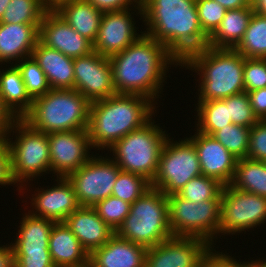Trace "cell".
I'll list each match as a JSON object with an SVG mask.
<instances>
[{
  "label": "cell",
  "mask_w": 266,
  "mask_h": 267,
  "mask_svg": "<svg viewBox=\"0 0 266 267\" xmlns=\"http://www.w3.org/2000/svg\"><path fill=\"white\" fill-rule=\"evenodd\" d=\"M108 58L116 94L146 96L156 105L163 95L169 69L172 65L175 69L180 67L164 45L146 34Z\"/></svg>",
  "instance_id": "6da1fadb"
},
{
  "label": "cell",
  "mask_w": 266,
  "mask_h": 267,
  "mask_svg": "<svg viewBox=\"0 0 266 267\" xmlns=\"http://www.w3.org/2000/svg\"><path fill=\"white\" fill-rule=\"evenodd\" d=\"M144 34L154 38L181 63L191 53L207 47L196 0H141Z\"/></svg>",
  "instance_id": "7a4b0ae2"
},
{
  "label": "cell",
  "mask_w": 266,
  "mask_h": 267,
  "mask_svg": "<svg viewBox=\"0 0 266 267\" xmlns=\"http://www.w3.org/2000/svg\"><path fill=\"white\" fill-rule=\"evenodd\" d=\"M157 108L152 100L138 94H115L92 102L87 129L92 150H108L155 117Z\"/></svg>",
  "instance_id": "3957f363"
},
{
  "label": "cell",
  "mask_w": 266,
  "mask_h": 267,
  "mask_svg": "<svg viewBox=\"0 0 266 267\" xmlns=\"http://www.w3.org/2000/svg\"><path fill=\"white\" fill-rule=\"evenodd\" d=\"M244 59L235 49L205 47L180 63L199 75L198 102L222 100L244 92Z\"/></svg>",
  "instance_id": "277c9868"
},
{
  "label": "cell",
  "mask_w": 266,
  "mask_h": 267,
  "mask_svg": "<svg viewBox=\"0 0 266 267\" xmlns=\"http://www.w3.org/2000/svg\"><path fill=\"white\" fill-rule=\"evenodd\" d=\"M91 102L75 89H50L34 98L22 117L33 129L46 134L87 130Z\"/></svg>",
  "instance_id": "5b68a950"
},
{
  "label": "cell",
  "mask_w": 266,
  "mask_h": 267,
  "mask_svg": "<svg viewBox=\"0 0 266 267\" xmlns=\"http://www.w3.org/2000/svg\"><path fill=\"white\" fill-rule=\"evenodd\" d=\"M5 140L10 149L11 175L18 186V194L22 195L20 192L24 189L29 191L26 188L33 178L40 179L51 172L48 135L17 119Z\"/></svg>",
  "instance_id": "8992f818"
},
{
  "label": "cell",
  "mask_w": 266,
  "mask_h": 267,
  "mask_svg": "<svg viewBox=\"0 0 266 267\" xmlns=\"http://www.w3.org/2000/svg\"><path fill=\"white\" fill-rule=\"evenodd\" d=\"M115 234L146 249L173 237L168 222L167 196L151 187L131 204L128 216Z\"/></svg>",
  "instance_id": "52a82bcc"
},
{
  "label": "cell",
  "mask_w": 266,
  "mask_h": 267,
  "mask_svg": "<svg viewBox=\"0 0 266 267\" xmlns=\"http://www.w3.org/2000/svg\"><path fill=\"white\" fill-rule=\"evenodd\" d=\"M155 122L152 117L107 150L108 153L112 151L111 159L122 171L141 175L150 182L156 175L162 148L170 137L160 123Z\"/></svg>",
  "instance_id": "ba28073f"
},
{
  "label": "cell",
  "mask_w": 266,
  "mask_h": 267,
  "mask_svg": "<svg viewBox=\"0 0 266 267\" xmlns=\"http://www.w3.org/2000/svg\"><path fill=\"white\" fill-rule=\"evenodd\" d=\"M167 202L168 222L173 236L200 238L215 247L220 230L221 199L196 203L172 194L167 196Z\"/></svg>",
  "instance_id": "9c48e42d"
},
{
  "label": "cell",
  "mask_w": 266,
  "mask_h": 267,
  "mask_svg": "<svg viewBox=\"0 0 266 267\" xmlns=\"http://www.w3.org/2000/svg\"><path fill=\"white\" fill-rule=\"evenodd\" d=\"M202 174L194 144L186 137L166 140L151 187L166 196L177 194L192 178Z\"/></svg>",
  "instance_id": "30bf717a"
},
{
  "label": "cell",
  "mask_w": 266,
  "mask_h": 267,
  "mask_svg": "<svg viewBox=\"0 0 266 267\" xmlns=\"http://www.w3.org/2000/svg\"><path fill=\"white\" fill-rule=\"evenodd\" d=\"M266 222V197L224 185L220 202L219 239L253 230ZM221 234V235H220Z\"/></svg>",
  "instance_id": "8fae6325"
},
{
  "label": "cell",
  "mask_w": 266,
  "mask_h": 267,
  "mask_svg": "<svg viewBox=\"0 0 266 267\" xmlns=\"http://www.w3.org/2000/svg\"><path fill=\"white\" fill-rule=\"evenodd\" d=\"M91 156L77 171L67 178L74 187L81 206L93 207L99 201L112 196L116 179L121 169L107 154Z\"/></svg>",
  "instance_id": "7c38bea8"
},
{
  "label": "cell",
  "mask_w": 266,
  "mask_h": 267,
  "mask_svg": "<svg viewBox=\"0 0 266 267\" xmlns=\"http://www.w3.org/2000/svg\"><path fill=\"white\" fill-rule=\"evenodd\" d=\"M135 12L136 14H134ZM137 14L143 21L142 4L133 9L103 13L99 31L93 43V50L102 56L110 57L122 52L139 39L144 32H140L141 34L137 32L138 27L135 26L137 21L133 17Z\"/></svg>",
  "instance_id": "4fadbf2b"
},
{
  "label": "cell",
  "mask_w": 266,
  "mask_h": 267,
  "mask_svg": "<svg viewBox=\"0 0 266 267\" xmlns=\"http://www.w3.org/2000/svg\"><path fill=\"white\" fill-rule=\"evenodd\" d=\"M47 135L51 173L54 177H67L93 155L87 130L52 132Z\"/></svg>",
  "instance_id": "5bb4252c"
},
{
  "label": "cell",
  "mask_w": 266,
  "mask_h": 267,
  "mask_svg": "<svg viewBox=\"0 0 266 267\" xmlns=\"http://www.w3.org/2000/svg\"><path fill=\"white\" fill-rule=\"evenodd\" d=\"M74 89L91 103L116 94L109 58L92 51L74 58Z\"/></svg>",
  "instance_id": "9a60e30c"
},
{
  "label": "cell",
  "mask_w": 266,
  "mask_h": 267,
  "mask_svg": "<svg viewBox=\"0 0 266 267\" xmlns=\"http://www.w3.org/2000/svg\"><path fill=\"white\" fill-rule=\"evenodd\" d=\"M211 248L200 238L173 236L146 250L144 267H199Z\"/></svg>",
  "instance_id": "2e32d148"
},
{
  "label": "cell",
  "mask_w": 266,
  "mask_h": 267,
  "mask_svg": "<svg viewBox=\"0 0 266 267\" xmlns=\"http://www.w3.org/2000/svg\"><path fill=\"white\" fill-rule=\"evenodd\" d=\"M54 185L47 188H36L31 193L32 198L27 196L31 210L28 212L36 217L49 219L57 222H64L81 205L76 197L74 187L67 177H56ZM37 192V193H36ZM35 209V210H34Z\"/></svg>",
  "instance_id": "e0dca14e"
},
{
  "label": "cell",
  "mask_w": 266,
  "mask_h": 267,
  "mask_svg": "<svg viewBox=\"0 0 266 267\" xmlns=\"http://www.w3.org/2000/svg\"><path fill=\"white\" fill-rule=\"evenodd\" d=\"M38 40L64 55L78 58L90 54L93 43L77 33L56 11H47L39 26Z\"/></svg>",
  "instance_id": "ac0fdd59"
},
{
  "label": "cell",
  "mask_w": 266,
  "mask_h": 267,
  "mask_svg": "<svg viewBox=\"0 0 266 267\" xmlns=\"http://www.w3.org/2000/svg\"><path fill=\"white\" fill-rule=\"evenodd\" d=\"M195 131L187 138L197 151L202 175L229 185L235 174L237 159L214 137Z\"/></svg>",
  "instance_id": "d6986e66"
},
{
  "label": "cell",
  "mask_w": 266,
  "mask_h": 267,
  "mask_svg": "<svg viewBox=\"0 0 266 267\" xmlns=\"http://www.w3.org/2000/svg\"><path fill=\"white\" fill-rule=\"evenodd\" d=\"M64 223L89 255L115 234L90 206H80L64 220Z\"/></svg>",
  "instance_id": "ffe728a7"
},
{
  "label": "cell",
  "mask_w": 266,
  "mask_h": 267,
  "mask_svg": "<svg viewBox=\"0 0 266 267\" xmlns=\"http://www.w3.org/2000/svg\"><path fill=\"white\" fill-rule=\"evenodd\" d=\"M40 24L0 23V65L14 64L32 56ZM15 61V62H14ZM3 64V65H2Z\"/></svg>",
  "instance_id": "44dd1931"
},
{
  "label": "cell",
  "mask_w": 266,
  "mask_h": 267,
  "mask_svg": "<svg viewBox=\"0 0 266 267\" xmlns=\"http://www.w3.org/2000/svg\"><path fill=\"white\" fill-rule=\"evenodd\" d=\"M146 248L114 234L89 255L91 267H144Z\"/></svg>",
  "instance_id": "7402d4cb"
},
{
  "label": "cell",
  "mask_w": 266,
  "mask_h": 267,
  "mask_svg": "<svg viewBox=\"0 0 266 267\" xmlns=\"http://www.w3.org/2000/svg\"><path fill=\"white\" fill-rule=\"evenodd\" d=\"M49 252L55 267H85L89 254L64 222L54 223L49 237Z\"/></svg>",
  "instance_id": "603a6c76"
},
{
  "label": "cell",
  "mask_w": 266,
  "mask_h": 267,
  "mask_svg": "<svg viewBox=\"0 0 266 267\" xmlns=\"http://www.w3.org/2000/svg\"><path fill=\"white\" fill-rule=\"evenodd\" d=\"M33 58L45 73L51 89H74V58L37 41Z\"/></svg>",
  "instance_id": "cb8c5ba5"
},
{
  "label": "cell",
  "mask_w": 266,
  "mask_h": 267,
  "mask_svg": "<svg viewBox=\"0 0 266 267\" xmlns=\"http://www.w3.org/2000/svg\"><path fill=\"white\" fill-rule=\"evenodd\" d=\"M14 242V253H50L49 237L54 221L22 213Z\"/></svg>",
  "instance_id": "d4e9b609"
},
{
  "label": "cell",
  "mask_w": 266,
  "mask_h": 267,
  "mask_svg": "<svg viewBox=\"0 0 266 267\" xmlns=\"http://www.w3.org/2000/svg\"><path fill=\"white\" fill-rule=\"evenodd\" d=\"M77 33L94 43L103 13L87 0H73L55 10Z\"/></svg>",
  "instance_id": "484cf974"
},
{
  "label": "cell",
  "mask_w": 266,
  "mask_h": 267,
  "mask_svg": "<svg viewBox=\"0 0 266 267\" xmlns=\"http://www.w3.org/2000/svg\"><path fill=\"white\" fill-rule=\"evenodd\" d=\"M253 12V6L227 10L219 27L209 37L207 46L234 49L242 40Z\"/></svg>",
  "instance_id": "4316f807"
},
{
  "label": "cell",
  "mask_w": 266,
  "mask_h": 267,
  "mask_svg": "<svg viewBox=\"0 0 266 267\" xmlns=\"http://www.w3.org/2000/svg\"><path fill=\"white\" fill-rule=\"evenodd\" d=\"M9 66L0 69V95L4 105L12 114L17 119H22L30 110L33 99L26 91L18 68L14 64Z\"/></svg>",
  "instance_id": "83f0119b"
},
{
  "label": "cell",
  "mask_w": 266,
  "mask_h": 267,
  "mask_svg": "<svg viewBox=\"0 0 266 267\" xmlns=\"http://www.w3.org/2000/svg\"><path fill=\"white\" fill-rule=\"evenodd\" d=\"M230 185L237 190L266 197V163L249 158L237 159Z\"/></svg>",
  "instance_id": "f1b7e54d"
},
{
  "label": "cell",
  "mask_w": 266,
  "mask_h": 267,
  "mask_svg": "<svg viewBox=\"0 0 266 267\" xmlns=\"http://www.w3.org/2000/svg\"><path fill=\"white\" fill-rule=\"evenodd\" d=\"M195 107L198 121L195 122V129L201 133L212 136L216 131L232 124L223 99L198 102Z\"/></svg>",
  "instance_id": "f546056e"
},
{
  "label": "cell",
  "mask_w": 266,
  "mask_h": 267,
  "mask_svg": "<svg viewBox=\"0 0 266 267\" xmlns=\"http://www.w3.org/2000/svg\"><path fill=\"white\" fill-rule=\"evenodd\" d=\"M245 58L266 59V16L253 12L242 40L234 48Z\"/></svg>",
  "instance_id": "4dcf8cb0"
},
{
  "label": "cell",
  "mask_w": 266,
  "mask_h": 267,
  "mask_svg": "<svg viewBox=\"0 0 266 267\" xmlns=\"http://www.w3.org/2000/svg\"><path fill=\"white\" fill-rule=\"evenodd\" d=\"M46 12L43 0H11L0 23L41 24Z\"/></svg>",
  "instance_id": "1f68e13d"
},
{
  "label": "cell",
  "mask_w": 266,
  "mask_h": 267,
  "mask_svg": "<svg viewBox=\"0 0 266 267\" xmlns=\"http://www.w3.org/2000/svg\"><path fill=\"white\" fill-rule=\"evenodd\" d=\"M223 184L212 177L199 175L188 181L177 193L183 199L192 202L221 199Z\"/></svg>",
  "instance_id": "d6a6232c"
},
{
  "label": "cell",
  "mask_w": 266,
  "mask_h": 267,
  "mask_svg": "<svg viewBox=\"0 0 266 267\" xmlns=\"http://www.w3.org/2000/svg\"><path fill=\"white\" fill-rule=\"evenodd\" d=\"M14 65L20 71L26 91L32 99L44 95L51 89L45 73L33 56L23 58Z\"/></svg>",
  "instance_id": "836d02e7"
},
{
  "label": "cell",
  "mask_w": 266,
  "mask_h": 267,
  "mask_svg": "<svg viewBox=\"0 0 266 267\" xmlns=\"http://www.w3.org/2000/svg\"><path fill=\"white\" fill-rule=\"evenodd\" d=\"M251 128L230 124L212 137L220 142L236 159L247 158L248 142Z\"/></svg>",
  "instance_id": "e575fe53"
},
{
  "label": "cell",
  "mask_w": 266,
  "mask_h": 267,
  "mask_svg": "<svg viewBox=\"0 0 266 267\" xmlns=\"http://www.w3.org/2000/svg\"><path fill=\"white\" fill-rule=\"evenodd\" d=\"M150 188L151 182L145 177L121 170L114 184L112 196L132 204Z\"/></svg>",
  "instance_id": "d590c367"
},
{
  "label": "cell",
  "mask_w": 266,
  "mask_h": 267,
  "mask_svg": "<svg viewBox=\"0 0 266 267\" xmlns=\"http://www.w3.org/2000/svg\"><path fill=\"white\" fill-rule=\"evenodd\" d=\"M93 208L99 217L114 231L122 224L131 210V204L120 198L109 196L96 203Z\"/></svg>",
  "instance_id": "8d00e7d4"
},
{
  "label": "cell",
  "mask_w": 266,
  "mask_h": 267,
  "mask_svg": "<svg viewBox=\"0 0 266 267\" xmlns=\"http://www.w3.org/2000/svg\"><path fill=\"white\" fill-rule=\"evenodd\" d=\"M223 100L228 108L232 124L251 128L259 121L250 105L247 92L232 95L228 98H224Z\"/></svg>",
  "instance_id": "74e56055"
},
{
  "label": "cell",
  "mask_w": 266,
  "mask_h": 267,
  "mask_svg": "<svg viewBox=\"0 0 266 267\" xmlns=\"http://www.w3.org/2000/svg\"><path fill=\"white\" fill-rule=\"evenodd\" d=\"M196 8L200 26L210 37L219 27L227 9L214 0H196Z\"/></svg>",
  "instance_id": "f35d334b"
},
{
  "label": "cell",
  "mask_w": 266,
  "mask_h": 267,
  "mask_svg": "<svg viewBox=\"0 0 266 267\" xmlns=\"http://www.w3.org/2000/svg\"><path fill=\"white\" fill-rule=\"evenodd\" d=\"M244 92L266 87V59H244Z\"/></svg>",
  "instance_id": "ab89813d"
},
{
  "label": "cell",
  "mask_w": 266,
  "mask_h": 267,
  "mask_svg": "<svg viewBox=\"0 0 266 267\" xmlns=\"http://www.w3.org/2000/svg\"><path fill=\"white\" fill-rule=\"evenodd\" d=\"M247 158L266 161V122L259 120L251 127Z\"/></svg>",
  "instance_id": "60d3db41"
},
{
  "label": "cell",
  "mask_w": 266,
  "mask_h": 267,
  "mask_svg": "<svg viewBox=\"0 0 266 267\" xmlns=\"http://www.w3.org/2000/svg\"><path fill=\"white\" fill-rule=\"evenodd\" d=\"M231 257L229 253H223L212 247L203 257L199 267H244V261Z\"/></svg>",
  "instance_id": "b9f144b4"
},
{
  "label": "cell",
  "mask_w": 266,
  "mask_h": 267,
  "mask_svg": "<svg viewBox=\"0 0 266 267\" xmlns=\"http://www.w3.org/2000/svg\"><path fill=\"white\" fill-rule=\"evenodd\" d=\"M14 267H55L50 253H14Z\"/></svg>",
  "instance_id": "7bdbcfd3"
},
{
  "label": "cell",
  "mask_w": 266,
  "mask_h": 267,
  "mask_svg": "<svg viewBox=\"0 0 266 267\" xmlns=\"http://www.w3.org/2000/svg\"><path fill=\"white\" fill-rule=\"evenodd\" d=\"M15 185L11 175L10 149L5 139L0 138V185Z\"/></svg>",
  "instance_id": "ee69618b"
},
{
  "label": "cell",
  "mask_w": 266,
  "mask_h": 267,
  "mask_svg": "<svg viewBox=\"0 0 266 267\" xmlns=\"http://www.w3.org/2000/svg\"><path fill=\"white\" fill-rule=\"evenodd\" d=\"M102 13L136 8L141 0H87ZM133 5V6H132Z\"/></svg>",
  "instance_id": "f6af8a7d"
},
{
  "label": "cell",
  "mask_w": 266,
  "mask_h": 267,
  "mask_svg": "<svg viewBox=\"0 0 266 267\" xmlns=\"http://www.w3.org/2000/svg\"><path fill=\"white\" fill-rule=\"evenodd\" d=\"M250 105L259 120L266 118V87L247 92Z\"/></svg>",
  "instance_id": "bcb514c9"
},
{
  "label": "cell",
  "mask_w": 266,
  "mask_h": 267,
  "mask_svg": "<svg viewBox=\"0 0 266 267\" xmlns=\"http://www.w3.org/2000/svg\"><path fill=\"white\" fill-rule=\"evenodd\" d=\"M17 118L4 105L0 95V138L5 139Z\"/></svg>",
  "instance_id": "7dc6e473"
},
{
  "label": "cell",
  "mask_w": 266,
  "mask_h": 267,
  "mask_svg": "<svg viewBox=\"0 0 266 267\" xmlns=\"http://www.w3.org/2000/svg\"><path fill=\"white\" fill-rule=\"evenodd\" d=\"M0 267H14V250L10 243L0 246Z\"/></svg>",
  "instance_id": "c3c4849f"
},
{
  "label": "cell",
  "mask_w": 266,
  "mask_h": 267,
  "mask_svg": "<svg viewBox=\"0 0 266 267\" xmlns=\"http://www.w3.org/2000/svg\"><path fill=\"white\" fill-rule=\"evenodd\" d=\"M214 1H217L220 5H222L227 10L252 6L251 0H214Z\"/></svg>",
  "instance_id": "681fc988"
},
{
  "label": "cell",
  "mask_w": 266,
  "mask_h": 267,
  "mask_svg": "<svg viewBox=\"0 0 266 267\" xmlns=\"http://www.w3.org/2000/svg\"><path fill=\"white\" fill-rule=\"evenodd\" d=\"M73 0H43V4L47 11H55L61 5L71 2Z\"/></svg>",
  "instance_id": "f907efd6"
},
{
  "label": "cell",
  "mask_w": 266,
  "mask_h": 267,
  "mask_svg": "<svg viewBox=\"0 0 266 267\" xmlns=\"http://www.w3.org/2000/svg\"><path fill=\"white\" fill-rule=\"evenodd\" d=\"M253 10L266 16V0H252Z\"/></svg>",
  "instance_id": "816d5d0a"
},
{
  "label": "cell",
  "mask_w": 266,
  "mask_h": 267,
  "mask_svg": "<svg viewBox=\"0 0 266 267\" xmlns=\"http://www.w3.org/2000/svg\"><path fill=\"white\" fill-rule=\"evenodd\" d=\"M261 259L250 260V261L245 260L244 267H266V260H265L266 258L263 259L262 257Z\"/></svg>",
  "instance_id": "f5cc1de1"
},
{
  "label": "cell",
  "mask_w": 266,
  "mask_h": 267,
  "mask_svg": "<svg viewBox=\"0 0 266 267\" xmlns=\"http://www.w3.org/2000/svg\"><path fill=\"white\" fill-rule=\"evenodd\" d=\"M11 0H0V20L4 15L5 10L7 9V6L9 5V2Z\"/></svg>",
  "instance_id": "db71d44e"
}]
</instances>
